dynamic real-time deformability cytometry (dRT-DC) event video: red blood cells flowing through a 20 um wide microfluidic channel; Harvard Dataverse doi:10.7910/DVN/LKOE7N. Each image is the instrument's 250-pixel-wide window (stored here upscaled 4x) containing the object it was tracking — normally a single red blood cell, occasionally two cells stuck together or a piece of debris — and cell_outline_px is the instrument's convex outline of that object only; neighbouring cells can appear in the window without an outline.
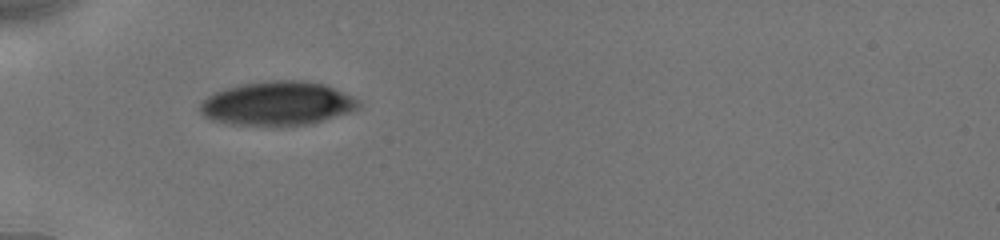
{"species": "human", "species_latin": "Homo sapiens", "temperature_condition": "cold", "stored_images_in_passage": 15, "camera_frame_rate_fps": 3000, "um_per_image_px": 0.085, "donor": {"sex": "male"}, "frame": {"image": 1, "passage_image": 1, "time_ms": 0.0, "image_size_px": [1000, 240], "cell_outline_px": [[360, 108], [352, 112], [308, 124], [232, 124], [212, 120], [204, 116], [200, 112], [200, 104], [208, 96], [216, 92], [240, 84], [272, 80], [300, 80], [324, 84], [352, 96], [360, 100]], "centroid_in_image_um": [23.61, 8.78], "position_along_channel_um": 61.4, "area_um2": 40.0}}
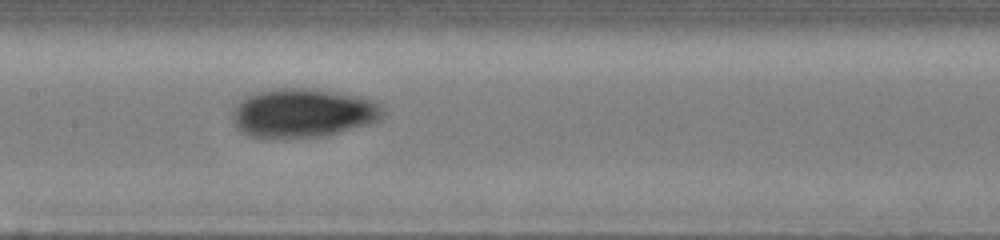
{"frame": {"image": 2, "passage_image": 9, "time_ms": 3.333, "image_size_px": [1000, 240], "cell_outline_px": [[384, 116], [380, 120], [368, 124], [320, 136], [248, 136], [236, 128], [232, 120], [232, 112], [236, 104], [244, 96], [256, 92], [272, 88], [312, 88], [360, 96], [380, 100], [384, 112]], "centroid_in_image_um": [25.77, 9.55], "position_along_channel_um": 181.6, "area_um2": 42.83}}
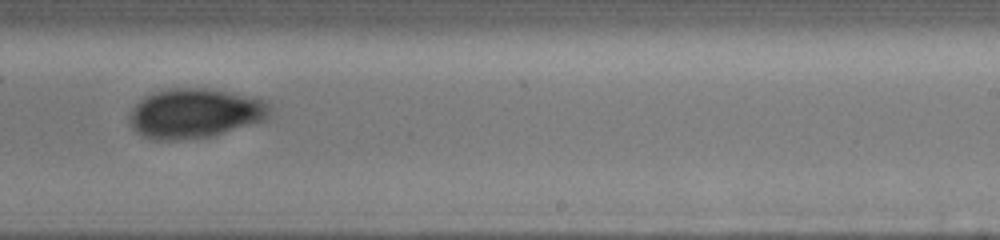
{"frame": {"image": 3, "passage_image": 13, "time_ms": 5.667, "image_size_px": [1000, 240], "cell_outline_px": [[272, 108], [268, 120], [212, 136], [176, 140], [152, 140], [136, 132], [132, 128], [128, 120], [128, 112], [144, 96], [152, 92], [168, 88], [208, 88], [256, 96], [268, 100], [272, 104]], "centroid_in_image_um": [16.62, 9.62], "position_along_channel_um": 272.4, "area_um2": 41.67}}